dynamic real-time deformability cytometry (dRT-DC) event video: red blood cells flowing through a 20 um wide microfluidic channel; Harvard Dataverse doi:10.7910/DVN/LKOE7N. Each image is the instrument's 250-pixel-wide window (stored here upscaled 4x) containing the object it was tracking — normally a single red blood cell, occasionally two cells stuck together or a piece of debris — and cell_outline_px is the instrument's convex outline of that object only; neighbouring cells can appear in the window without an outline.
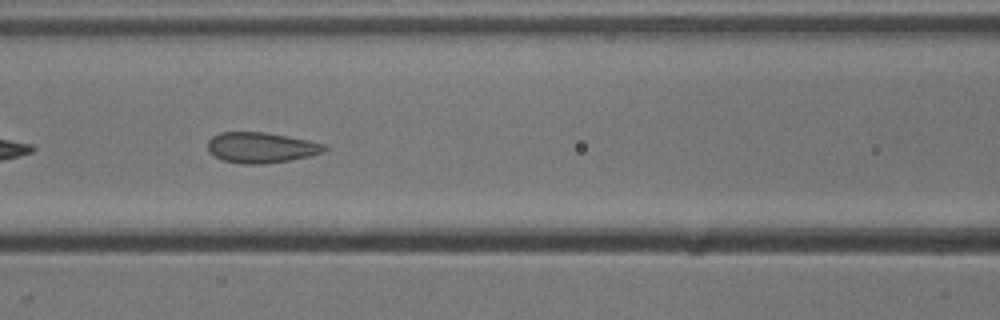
{"species": "common noctule bat (a hibernating species)", "species_latin": "Nyctalus noctula", "temperature_condition": "cold", "stored_images_in_passage": 32, "camera_frame_rate_fps": 3000, "um_per_image_px": 0.085, "animal": {"sex": "male", "body_mass_g": 13.3}, "frame": {"image": 1, "passage_image": 22, "time_ms": 7.0, "image_size_px": [1000, 320], "cell_outline_px": [[328, 148], [324, 152], [308, 156], [288, 160], [264, 164], [240, 164], [224, 160], [212, 156], [208, 152], [208, 140], [212, 136], [220, 132], [264, 132], [308, 140], [328, 144]], "centroid_in_image_um": [22.18, 12.54], "position_along_channel_um": 144.4, "area_um2": 20.92}}
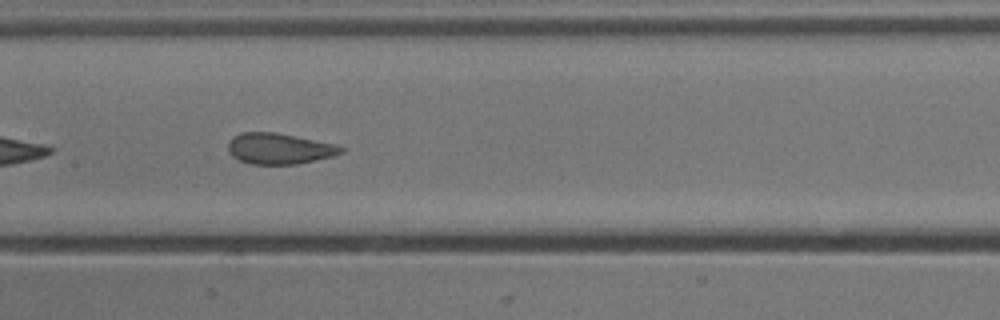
{"frame": {"image": 2, "passage_image": 25, "time_ms": 8.0, "image_size_px": [1000, 320], "cell_outline_px": [[344, 152], [332, 156], [296, 164], [252, 164], [240, 160], [232, 156], [228, 152], [228, 144], [232, 136], [240, 132], [276, 132], [336, 144], [344, 148]], "centroid_in_image_um": [23.71, 12.62], "position_along_channel_um": 183.7, "area_um2": 20.35}}